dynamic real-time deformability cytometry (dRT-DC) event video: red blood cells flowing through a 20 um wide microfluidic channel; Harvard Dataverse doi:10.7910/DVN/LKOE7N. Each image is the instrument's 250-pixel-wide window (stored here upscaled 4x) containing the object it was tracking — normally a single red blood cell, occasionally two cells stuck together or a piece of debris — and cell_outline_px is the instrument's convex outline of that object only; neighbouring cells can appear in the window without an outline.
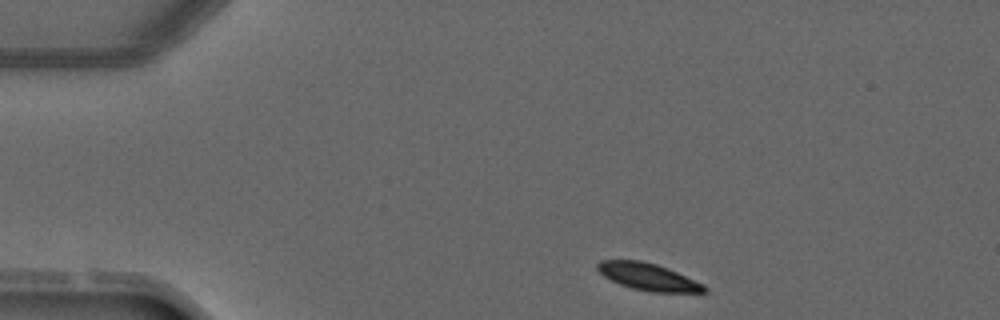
{"species": "common noctule bat (a hibernating species)", "species_latin": "Nyctalus noctula", "temperature_condition": "warm", "stored_images_in_passage": 3, "camera_frame_rate_fps": 3000, "um_per_image_px": 0.085, "animal": {"sex": "male", "forearm_length_mm": 52.5}, "frame": {"image": 1, "passage_image": 1, "time_ms": 0.0, "image_size_px": [1000, 320], "cell_outline_px": [[708, 292], [652, 292], [632, 288], [620, 284], [604, 276], [596, 268], [596, 264], [600, 260], [640, 260], [656, 264], [668, 268], [704, 284], [708, 288]], "centroid_in_image_um": [55.11, 23.52], "position_along_channel_um": 29.9, "area_um2": 16.82}}
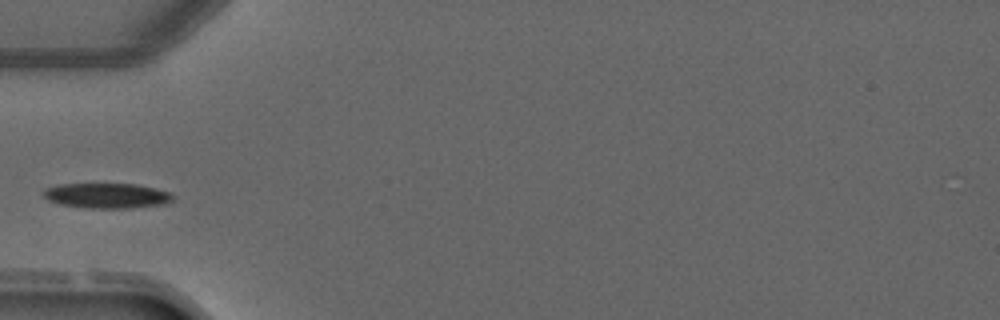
{"frame": {"image": 2, "passage_image": 3, "time_ms": 2.333, "image_size_px": [1000, 320], "cell_outline_px": [[172, 200], [168, 204], [132, 208], [84, 208], [60, 204], [48, 200], [44, 196], [44, 188], [60, 184], [136, 184], [156, 188], [172, 192]], "centroid_in_image_um": [9.12, 16.63], "position_along_channel_um": 75.9, "area_um2": 19.13}}